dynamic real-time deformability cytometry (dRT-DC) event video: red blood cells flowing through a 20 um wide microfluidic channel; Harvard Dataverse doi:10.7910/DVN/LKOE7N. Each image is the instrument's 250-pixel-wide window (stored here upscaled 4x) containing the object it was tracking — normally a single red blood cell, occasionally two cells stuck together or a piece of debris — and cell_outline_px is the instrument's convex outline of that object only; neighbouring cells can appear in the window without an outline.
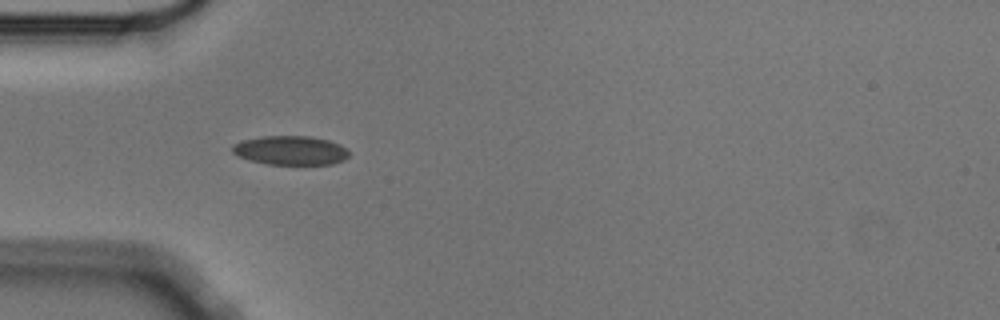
{"species": "Egyptian fruit bat (a non-hibernating species)", "species_latin": "Rousettus aegyptiacus", "temperature_condition": "cold", "stored_images_in_passage": 5, "camera_frame_rate_fps": 3000, "um_per_image_px": 0.085, "animal": {"sex": "male"}, "frame": {"image": 1, "passage_image": 4, "time_ms": 1.0, "image_size_px": [1000, 320], "cell_outline_px": [[348, 156], [344, 160], [332, 164], [268, 164], [252, 160], [240, 156], [232, 152], [232, 144], [240, 140], [260, 136], [312, 136], [328, 140], [340, 144], [348, 152]], "centroid_in_image_um": [24.68, 12.77], "position_along_channel_um": 60.3, "area_um2": 19.71}}
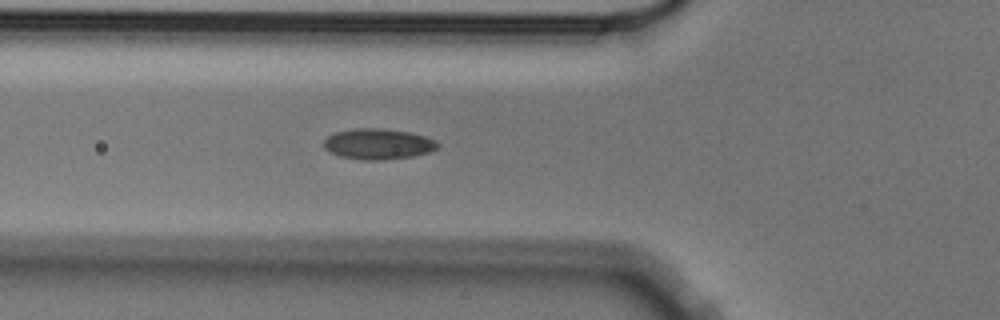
{"frame": {"image": 2, "passage_image": 5, "time_ms": 1.333, "image_size_px": [1000, 320], "cell_outline_px": [[440, 144], [436, 148], [428, 152], [412, 156], [384, 160], [364, 160], [340, 156], [328, 152], [324, 148], [324, 140], [328, 136], [336, 132], [356, 128], [380, 128], [408, 132], [424, 136], [436, 140]], "centroid_in_image_um": [32.12, 12.24], "position_along_channel_um": 93.7, "area_um2": 20.29}}